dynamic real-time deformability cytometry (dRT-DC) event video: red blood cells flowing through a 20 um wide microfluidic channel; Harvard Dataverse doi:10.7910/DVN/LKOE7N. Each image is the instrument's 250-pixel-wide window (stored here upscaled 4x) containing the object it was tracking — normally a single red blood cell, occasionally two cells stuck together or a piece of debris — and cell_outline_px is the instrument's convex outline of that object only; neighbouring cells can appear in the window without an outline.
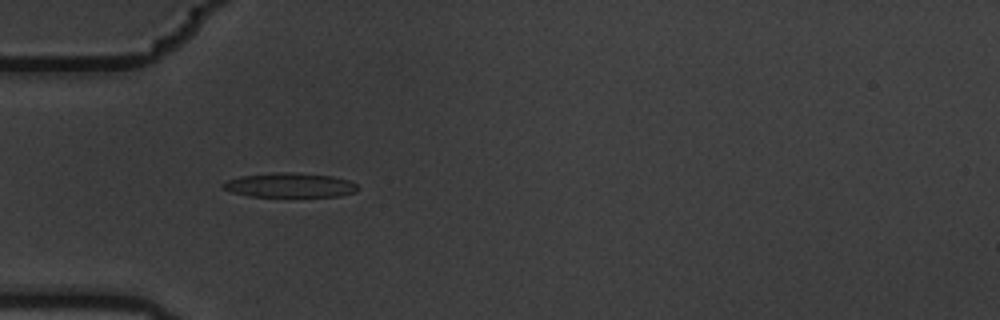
{"species": "common noctule bat (a hibernating species)", "species_latin": "Nyctalus noctula", "temperature_condition": "warm", "stored_images_in_passage": 7, "camera_frame_rate_fps": 3000, "um_per_image_px": 0.085, "animal": {"sex": "male", "body_mass_g": 19.5, "forearm_length_mm": 54.6}, "frame": {"image": 1, "passage_image": 6, "time_ms": 1.667, "image_size_px": [1000, 320], "cell_outline_px": [[360, 188], [356, 192], [340, 196], [248, 196], [232, 192], [220, 188], [220, 184], [228, 180], [240, 176], [272, 172], [292, 172], [332, 176], [348, 180], [356, 184]], "centroid_in_image_um": [24.61, 15.73], "position_along_channel_um": 60.4, "area_um2": 19.31}}
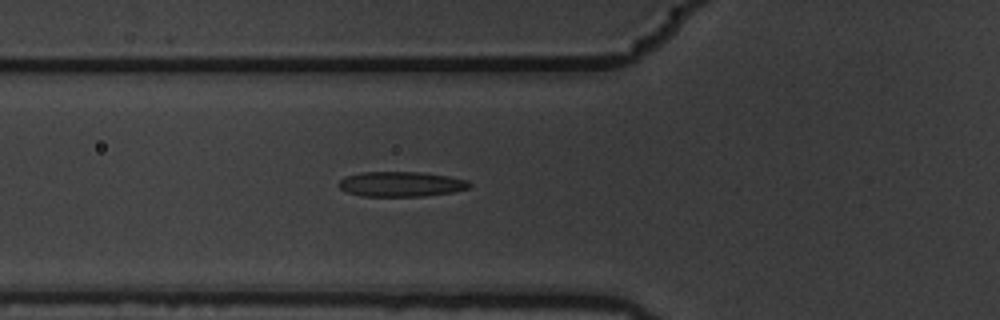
{"frame": {"image": 2, "passage_image": 7, "time_ms": 2.0, "image_size_px": [1000, 320], "cell_outline_px": [[472, 184], [468, 188], [452, 192], [424, 196], [364, 196], [348, 192], [340, 188], [336, 184], [344, 176], [360, 172], [420, 172], [448, 176], [468, 180]], "centroid_in_image_um": [34.07, 15.64], "position_along_channel_um": 91.7, "area_um2": 19.07}}